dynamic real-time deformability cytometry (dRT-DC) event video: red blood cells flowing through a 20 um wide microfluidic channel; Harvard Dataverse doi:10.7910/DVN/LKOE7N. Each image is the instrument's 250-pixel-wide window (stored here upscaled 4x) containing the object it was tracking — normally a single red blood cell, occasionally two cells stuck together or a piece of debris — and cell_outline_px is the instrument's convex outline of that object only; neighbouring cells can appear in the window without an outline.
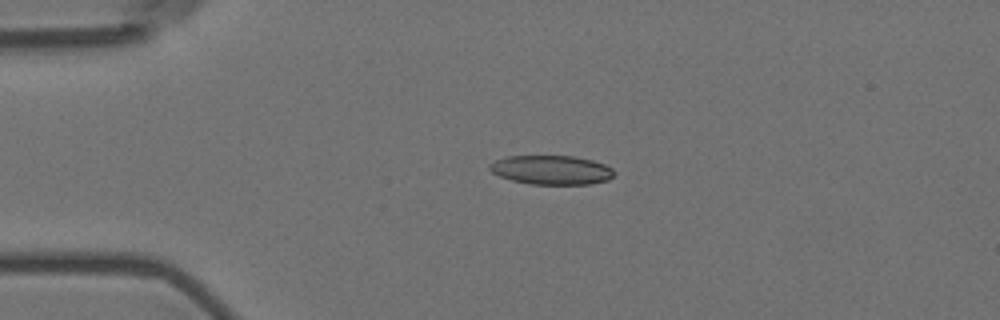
{"species": "Egyptian fruit bat (a non-hibernating species)", "species_latin": "Rousettus aegyptiacus", "temperature_condition": "room temperature", "stored_images_in_passage": 4, "camera_frame_rate_fps": 3000, "um_per_image_px": 0.085, "animal": {"sex": "female"}, "frame": {"image": 1, "passage_image": 3, "time_ms": 0.667, "image_size_px": [1000, 320], "cell_outline_px": [[616, 172], [608, 180], [588, 184], [528, 184], [512, 180], [500, 176], [492, 172], [488, 168], [488, 164], [496, 160], [508, 156], [572, 156], [592, 160], [604, 164], [612, 168]], "centroid_in_image_um": [46.86, 14.44], "position_along_channel_um": 38.1, "area_um2": 21.1}}